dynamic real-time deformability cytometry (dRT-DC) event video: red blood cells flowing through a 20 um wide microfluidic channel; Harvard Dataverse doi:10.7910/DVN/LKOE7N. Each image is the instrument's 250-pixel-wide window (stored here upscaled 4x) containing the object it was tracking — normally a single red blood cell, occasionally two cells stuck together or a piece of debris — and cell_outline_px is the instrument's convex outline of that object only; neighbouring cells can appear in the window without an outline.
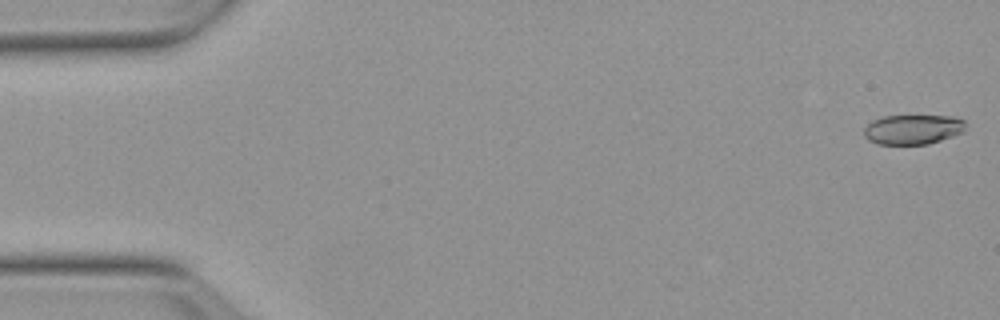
{"species": "Egyptian fruit bat (a non-hibernating species)", "species_latin": "Rousettus aegyptiacus", "temperature_condition": "warm", "stored_images_in_passage": 53, "camera_frame_rate_fps": 3000, "um_per_image_px": 0.085, "animal": {"sex": "female"}, "frame": {"image": 1, "passage_image": 1, "time_ms": 0.0, "image_size_px": [1000, 320], "cell_outline_px": [[964, 132], [928, 144], [880, 144], [868, 140], [864, 136], [864, 128], [872, 120], [884, 116], [952, 116], [964, 120]], "centroid_in_image_um": [77.58, 11.0], "position_along_channel_um": 7.4, "area_um2": 17.51}}
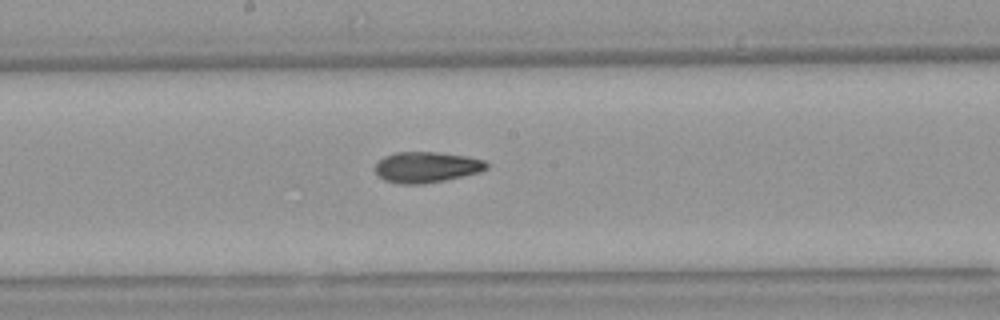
{"frame": {"image": 2, "passage_image": 28, "time_ms": 9.0, "image_size_px": [1000, 320], "cell_outline_px": [[488, 168], [480, 172], [444, 180], [424, 184], [400, 184], [384, 180], [376, 176], [376, 164], [384, 156], [396, 152], [436, 152], [468, 156], [484, 160], [488, 164]], "centroid_in_image_um": [36.25, 14.21], "position_along_channel_um": 211.9, "area_um2": 20.06}}
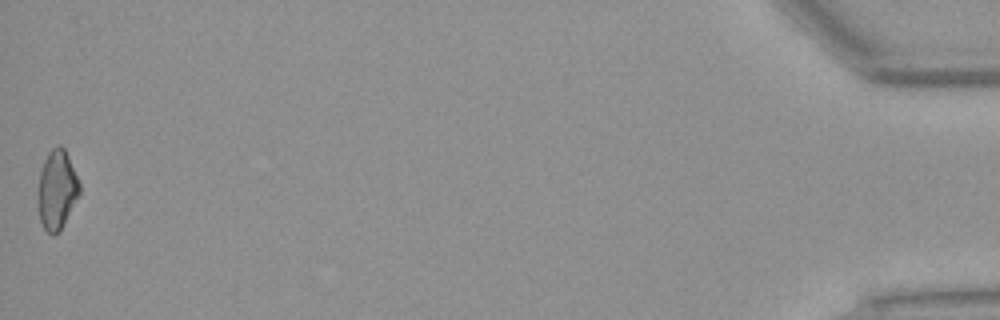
{"frame": {"image": 3, "passage_image": 53, "time_ms": 17.333, "image_size_px": [1000, 320], "cell_outline_px": [[80, 192], [60, 232], [52, 236], [44, 228], [40, 220], [40, 172], [44, 160], [48, 152], [52, 148], [60, 144], [64, 148], [68, 156], [80, 184]], "centroid_in_image_um": [4.87, 16.13], "position_along_channel_um": 430.3, "area_um2": 18.61}, "authors_computed_cell_mechanics": {"area_um2": 19.4786, "velocity_mm_per_s": 3.8361, "shape_relaxation_time_tau1_ms": 5.7757, "shape_relaxation_time_tau2_ms": 3.8169, "deformation_change_tau1": 0.1785, "deformation_change_tau2": 0.11}}